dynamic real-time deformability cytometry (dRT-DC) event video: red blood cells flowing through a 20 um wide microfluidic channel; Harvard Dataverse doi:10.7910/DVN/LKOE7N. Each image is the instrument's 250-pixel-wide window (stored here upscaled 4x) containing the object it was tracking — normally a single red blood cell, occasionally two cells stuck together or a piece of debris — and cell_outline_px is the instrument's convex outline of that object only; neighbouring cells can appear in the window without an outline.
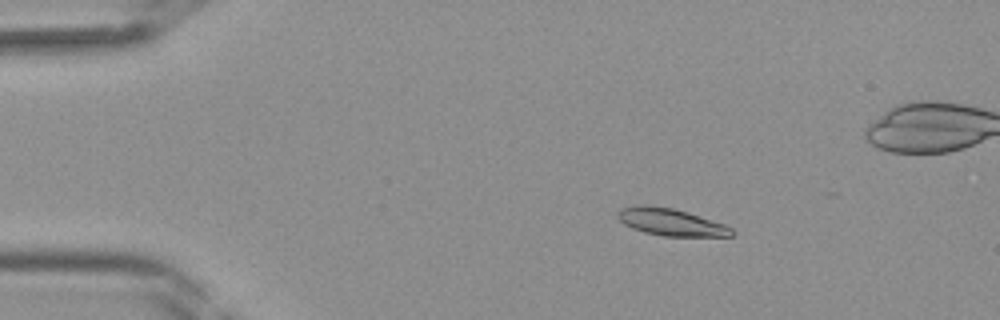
{"species": "Egyptian fruit bat (a non-hibernating species)", "species_latin": "Rousettus aegyptiacus", "temperature_condition": "room temperature", "stored_images_in_passage": 36, "camera_frame_rate_fps": 3000, "um_per_image_px": 0.085, "frame": {"image": 1, "passage_image": 1, "time_ms": 0.0, "image_size_px": [1000, 320], "cell_outline_px": [[736, 232], [732, 236], [664, 236], [644, 232], [632, 228], [624, 224], [616, 216], [616, 212], [620, 208], [636, 204], [644, 204], [672, 208], [688, 212], [724, 224], [732, 228]], "centroid_in_image_um": [56.99, 18.86], "position_along_channel_um": 28.0, "area_um2": 18.21}}
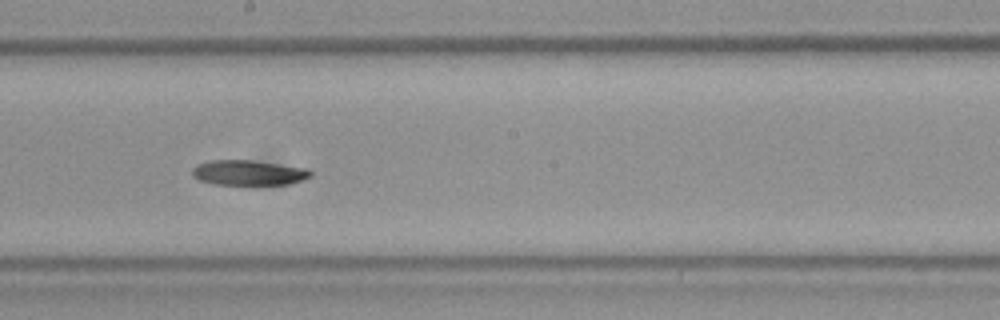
{"frame": {"image": 2, "passage_image": 17, "time_ms": 5.333, "image_size_px": [1000, 320], "cell_outline_px": [[312, 176], [304, 180], [288, 184], [216, 184], [200, 180], [192, 176], [192, 168], [196, 164], [212, 160], [252, 160], [308, 168], [312, 172]], "centroid_in_image_um": [21.15, 14.67], "position_along_channel_um": 227.1, "area_um2": 17.34}}
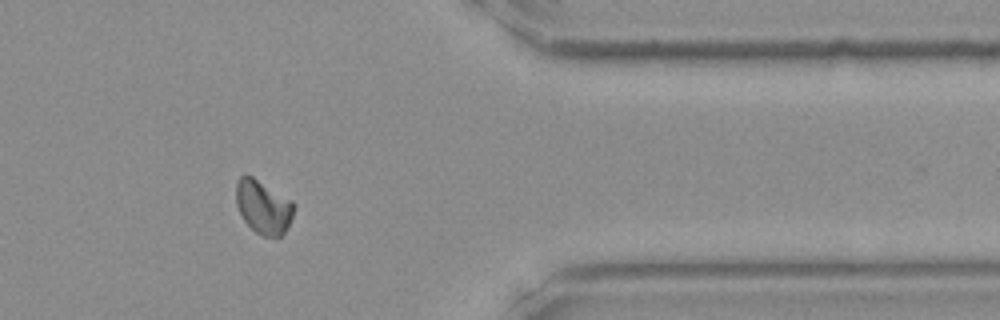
{"frame": {"image": 3, "passage_image": 28, "time_ms": 9.0, "image_size_px": [1000, 320], "cell_outline_px": [[296, 208], [288, 228], [280, 236], [260, 236], [244, 220], [236, 204], [236, 180], [244, 172], [252, 176], [292, 200], [296, 204]], "centroid_in_image_um": [22.39, 17.56], "position_along_channel_um": 389.0, "area_um2": 18.32}}